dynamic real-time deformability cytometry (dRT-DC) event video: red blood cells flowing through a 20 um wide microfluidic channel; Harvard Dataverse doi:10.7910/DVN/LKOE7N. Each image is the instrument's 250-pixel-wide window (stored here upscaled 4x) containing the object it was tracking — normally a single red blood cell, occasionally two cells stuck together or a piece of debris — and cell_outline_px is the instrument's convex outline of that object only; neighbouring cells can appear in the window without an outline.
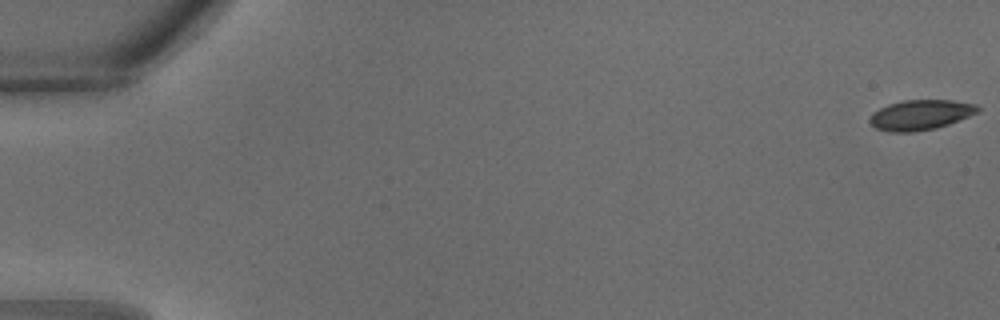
{"species": "common noctule bat (a hibernating species)", "species_latin": "Nyctalus noctula", "temperature_condition": "warm", "stored_images_in_passage": 12, "camera_frame_rate_fps": 3000, "um_per_image_px": 0.085, "animal": {"sex": "male", "body_mass_g": 18.8}, "frame": {"image": 1, "passage_image": 1, "time_ms": 0.0, "image_size_px": [1000, 320], "cell_outline_px": [[980, 112], [948, 124], [936, 128], [912, 132], [888, 132], [876, 128], [868, 120], [872, 112], [888, 104], [904, 100], [952, 100], [976, 104], [980, 108]], "centroid_in_image_um": [78.24, 9.76], "position_along_channel_um": 6.8, "area_um2": 19.02}}
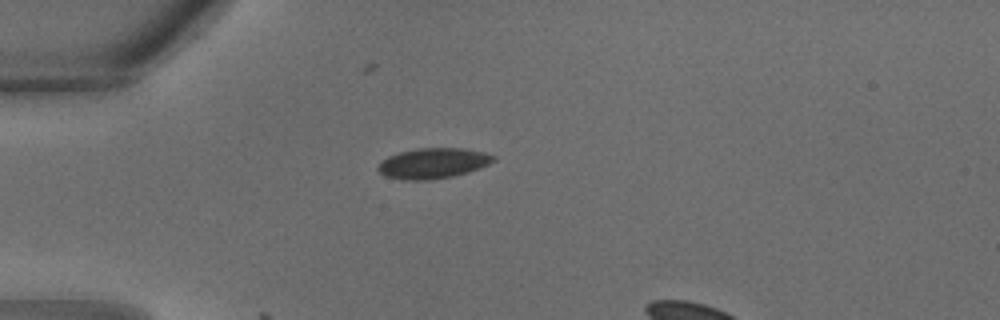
{"frame": {"image": 2, "passage_image": 10, "time_ms": 3.0, "image_size_px": [1000, 320], "cell_outline_px": [[496, 160], [480, 168], [468, 172], [452, 176], [428, 180], [408, 180], [384, 176], [376, 168], [388, 156], [400, 152], [416, 148], [464, 148], [484, 152], [496, 156]], "centroid_in_image_um": [36.84, 13.87], "position_along_channel_um": 48.2, "area_um2": 20.4}}